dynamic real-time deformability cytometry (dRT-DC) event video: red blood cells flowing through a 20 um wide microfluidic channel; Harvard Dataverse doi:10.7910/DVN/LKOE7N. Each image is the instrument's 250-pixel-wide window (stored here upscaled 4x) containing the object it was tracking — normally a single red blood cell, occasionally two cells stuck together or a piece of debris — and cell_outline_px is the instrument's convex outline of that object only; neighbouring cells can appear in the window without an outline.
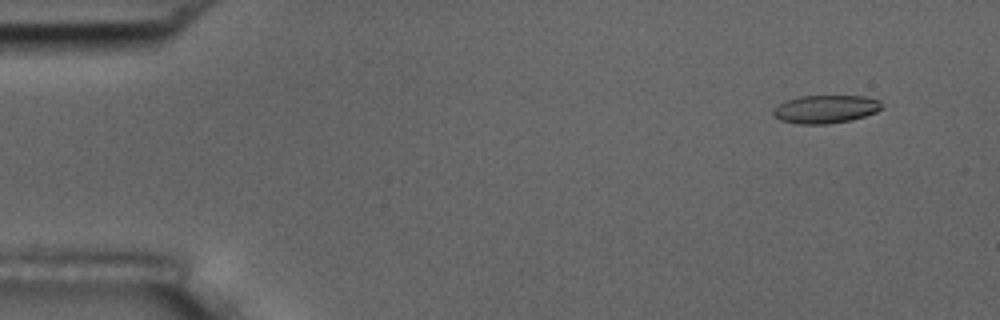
{"species": "common noctule bat (a hibernating species)", "species_latin": "Nyctalus noctula", "temperature_condition": "room temperature", "stored_images_in_passage": 6, "camera_frame_rate_fps": 3000, "um_per_image_px": 0.085, "animal": {"sex": "male", "body_mass_g": 17.5, "forearm_length_mm": 52.3}, "frame": {"image": 1, "passage_image": 2, "time_ms": 1.0, "image_size_px": [1000, 320], "cell_outline_px": [[884, 108], [876, 112], [852, 120], [828, 124], [796, 124], [780, 120], [772, 116], [772, 112], [780, 104], [788, 100], [800, 96], [864, 96], [880, 100]], "centroid_in_image_um": [70.2, 9.29], "position_along_channel_um": 14.8, "area_um2": 17.86}}
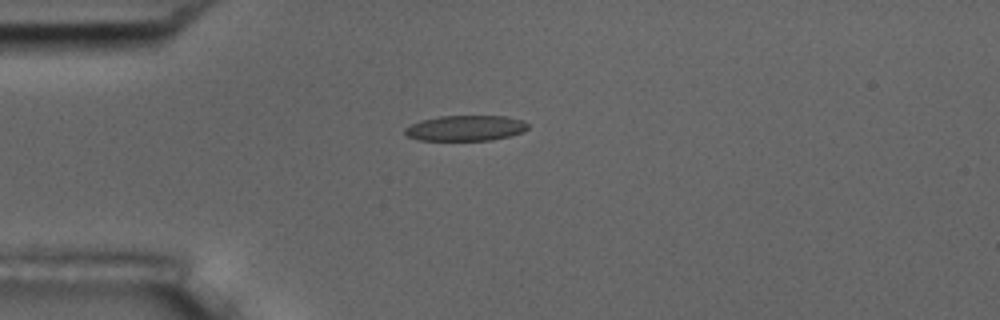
{"frame": {"image": 2, "passage_image": 5, "time_ms": 4.333, "image_size_px": [1000, 320], "cell_outline_px": [[528, 128], [520, 132], [508, 136], [492, 140], [420, 140], [408, 136], [404, 132], [404, 128], [420, 120], [440, 116], [504, 116], [524, 120], [528, 124]], "centroid_in_image_um": [39.56, 10.88], "position_along_channel_um": 45.4, "area_um2": 18.15}}
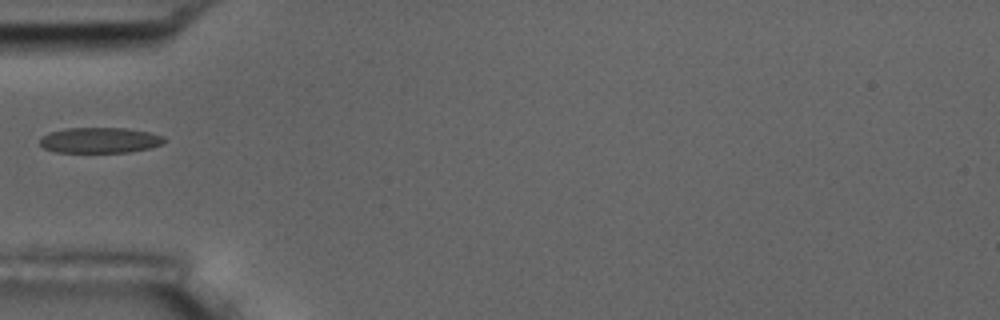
{"frame": {"image": 3, "passage_image": 6, "time_ms": 5.667, "image_size_px": [1000, 320], "cell_outline_px": [[164, 140], [160, 144], [152, 148], [128, 152], [56, 152], [44, 148], [40, 144], [40, 140], [48, 132], [64, 128], [124, 128], [148, 132], [164, 136]], "centroid_in_image_um": [8.47, 11.92], "position_along_channel_um": 76.5, "area_um2": 18.44}}